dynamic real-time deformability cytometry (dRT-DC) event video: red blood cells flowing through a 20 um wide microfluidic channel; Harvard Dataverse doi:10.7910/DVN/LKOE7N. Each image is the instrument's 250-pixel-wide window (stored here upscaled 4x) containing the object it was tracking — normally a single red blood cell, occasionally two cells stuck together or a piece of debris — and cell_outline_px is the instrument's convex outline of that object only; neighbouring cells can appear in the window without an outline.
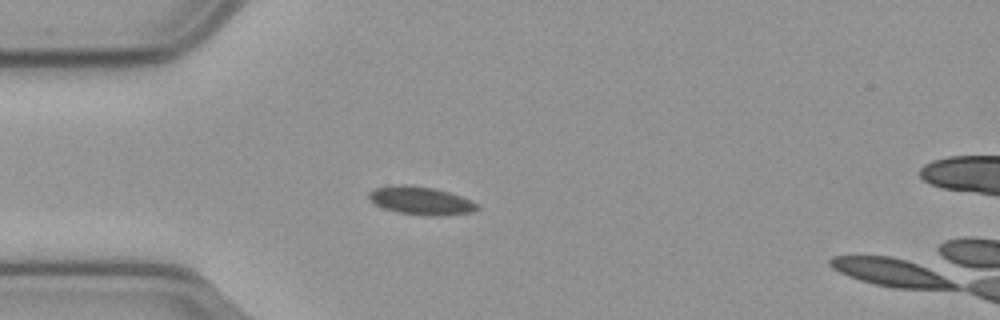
{"species": "common noctule bat (a hibernating species)", "species_latin": "Nyctalus noctula", "temperature_condition": "cold", "stored_images_in_passage": 52, "segment_of_instrument_passage": [1, 2], "camera_frame_rate_fps": 3000, "um_per_image_px": 0.085, "animal": {"sex": "male", "body_mass_g": 23.1, "forearm_length_mm": 52.7}, "frame": {"image": 1, "passage_image": 9, "time_ms": 2.667, "image_size_px": [1000, 320], "cell_outline_px": [[480, 208], [472, 212], [444, 216], [424, 216], [400, 212], [384, 208], [376, 204], [368, 196], [368, 192], [376, 188], [392, 184], [408, 184], [436, 188], [472, 200]], "centroid_in_image_um": [35.79, 17.05], "position_along_channel_um": 49.2, "area_um2": 17.86}}
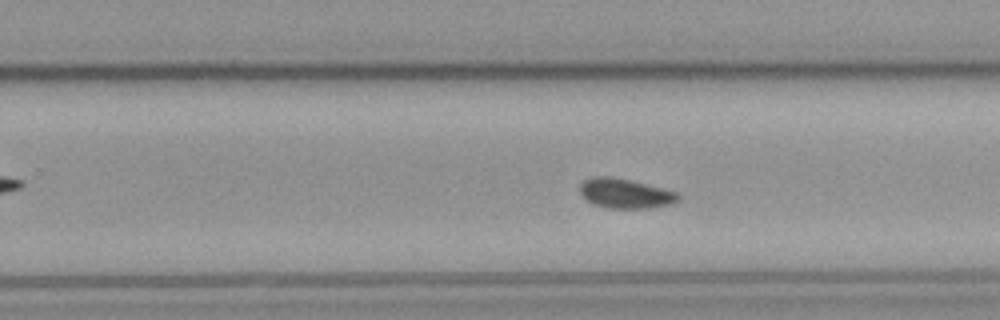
{"frame": {"image": 2, "passage_image": 29, "time_ms": 9.333, "image_size_px": [1000, 320], "cell_outline_px": [[680, 200], [668, 204], [648, 208], [608, 208], [592, 204], [580, 192], [580, 184], [584, 180], [592, 176], [608, 176], [628, 180], [664, 188], [676, 192], [680, 196]], "centroid_in_image_um": [53.13, 16.44], "position_along_channel_um": 276.7, "area_um2": 16.82}}
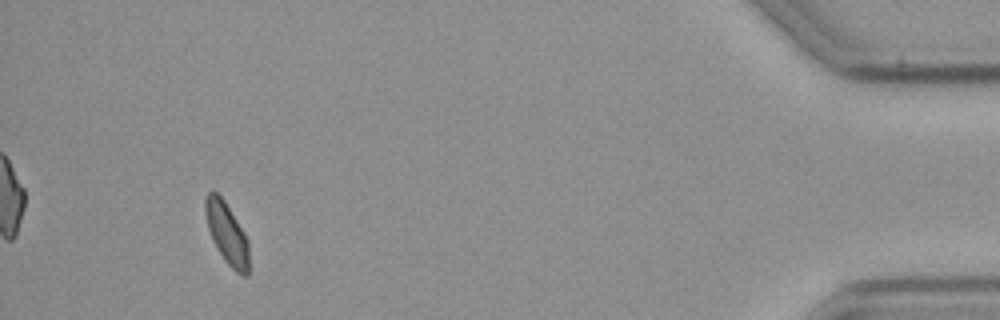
{"frame": {"image": 3, "passage_image": 47, "time_ms": 15.333, "image_size_px": [1000, 320], "cell_outline_px": [[248, 276], [240, 276], [224, 260], [216, 248], [212, 240], [208, 228], [204, 212], [204, 196], [208, 192], [216, 192], [224, 200], [244, 232], [248, 240]], "centroid_in_image_um": [19.26, 19.84], "position_along_channel_um": 415.9, "area_um2": 15.72}}